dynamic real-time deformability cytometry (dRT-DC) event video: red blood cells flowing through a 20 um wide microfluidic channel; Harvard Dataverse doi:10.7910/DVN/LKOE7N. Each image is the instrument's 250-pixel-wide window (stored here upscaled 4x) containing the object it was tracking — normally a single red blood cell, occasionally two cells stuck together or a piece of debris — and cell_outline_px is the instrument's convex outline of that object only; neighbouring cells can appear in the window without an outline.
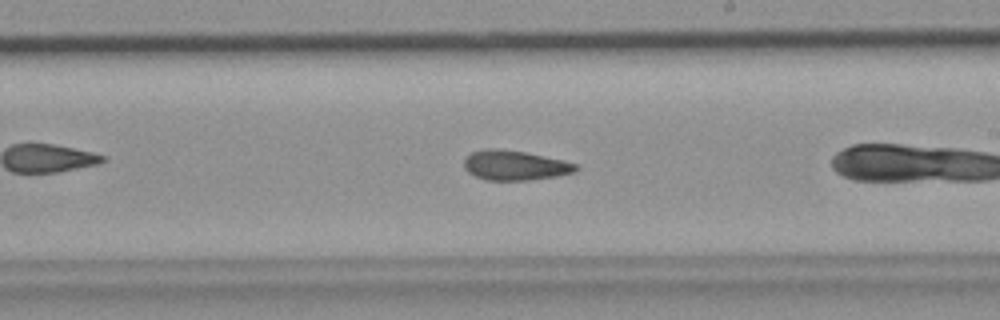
{"species": "common noctule bat (a hibernating species)", "species_latin": "Nyctalus noctula", "temperature_condition": "room temperature", "stored_images_in_passage": 32, "camera_frame_rate_fps": 3000, "um_per_image_px": 0.085, "animal": {"sex": "female", "body_mass_g": 19.9}, "frame": {"image": 1, "passage_image": 23, "time_ms": 7.333, "image_size_px": [1000, 320], "cell_outline_px": [[580, 168], [576, 172], [556, 176], [528, 180], [488, 180], [476, 176], [468, 172], [464, 168], [464, 160], [472, 152], [488, 148], [496, 148], [524, 152], [564, 160], [580, 164]], "centroid_in_image_um": [43.82, 14.05], "position_along_channel_um": 245.2, "area_um2": 19.42}}